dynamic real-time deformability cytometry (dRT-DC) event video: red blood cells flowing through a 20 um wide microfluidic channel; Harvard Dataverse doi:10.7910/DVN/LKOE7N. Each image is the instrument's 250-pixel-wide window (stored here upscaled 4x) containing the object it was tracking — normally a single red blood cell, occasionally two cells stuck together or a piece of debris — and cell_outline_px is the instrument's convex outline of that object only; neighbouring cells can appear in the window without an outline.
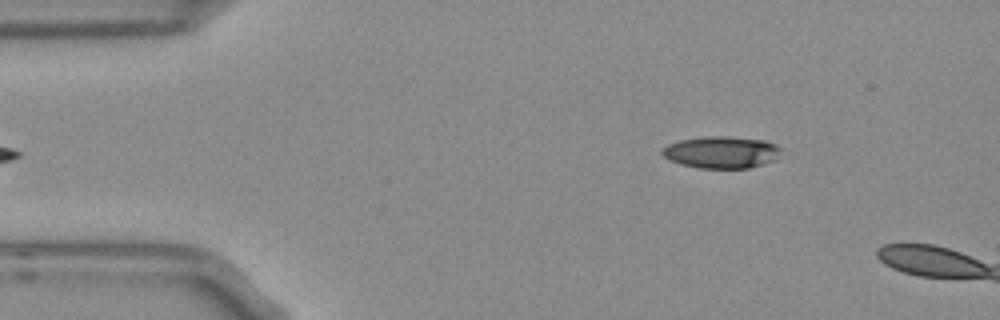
{"species": "Egyptian fruit bat (a non-hibernating species)", "species_latin": "Rousettus aegyptiacus", "temperature_condition": "room temperature", "stored_images_in_passage": 9, "camera_frame_rate_fps": 3000, "um_per_image_px": 0.085, "frame": {"image": 1, "passage_image": 2, "time_ms": 0.333, "image_size_px": [1000, 320], "cell_outline_px": [[780, 148], [776, 160], [748, 168], [700, 168], [680, 164], [664, 156], [660, 152], [668, 144], [680, 140], [704, 136], [728, 136], [764, 140], [776, 144]], "centroid_in_image_um": [61.32, 12.93], "position_along_channel_um": 23.7, "area_um2": 22.02}}